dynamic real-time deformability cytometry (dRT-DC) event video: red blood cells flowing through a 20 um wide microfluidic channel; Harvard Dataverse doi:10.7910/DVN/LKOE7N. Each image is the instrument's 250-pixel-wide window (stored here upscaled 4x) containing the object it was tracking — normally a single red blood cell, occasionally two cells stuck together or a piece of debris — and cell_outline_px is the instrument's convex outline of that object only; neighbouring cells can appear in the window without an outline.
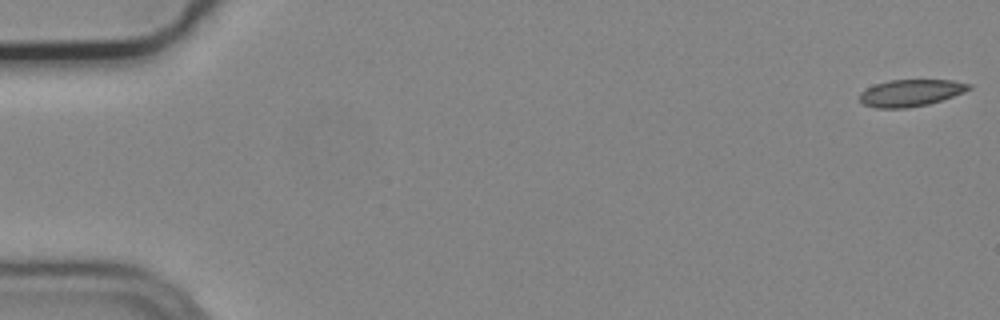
{"species": "common noctule bat (a hibernating species)", "species_latin": "Nyctalus noctula", "temperature_condition": "cold", "stored_images_in_passage": 6, "camera_frame_rate_fps": 3000, "um_per_image_px": 0.085, "animal": {"sex": "male", "body_mass_g": 19.2, "forearm_length_mm": 51.8}, "frame": {"image": 1, "passage_image": 1, "time_ms": 0.0, "image_size_px": [1000, 320], "cell_outline_px": [[972, 88], [964, 92], [928, 104], [904, 108], [876, 108], [864, 104], [860, 100], [860, 92], [876, 84], [888, 80], [952, 80], [972, 84]], "centroid_in_image_um": [77.42, 7.89], "position_along_channel_um": 7.6, "area_um2": 16.94}}